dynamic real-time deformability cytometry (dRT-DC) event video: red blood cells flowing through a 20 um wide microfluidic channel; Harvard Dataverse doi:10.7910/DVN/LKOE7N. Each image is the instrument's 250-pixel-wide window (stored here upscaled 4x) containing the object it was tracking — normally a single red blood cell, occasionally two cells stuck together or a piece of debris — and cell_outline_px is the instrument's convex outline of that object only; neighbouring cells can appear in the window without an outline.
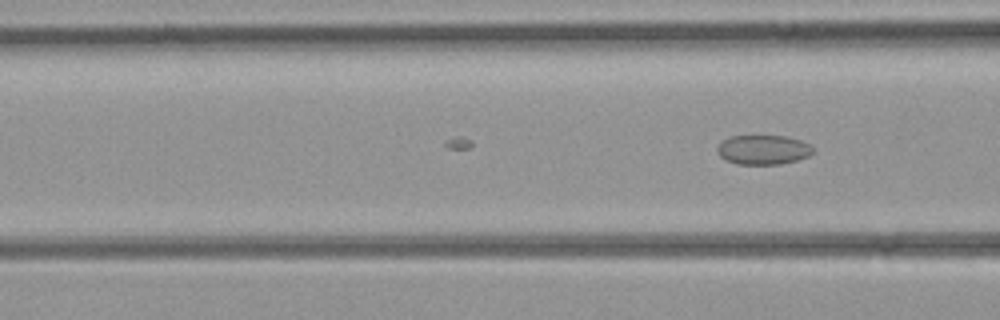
{"species": "common noctule bat (a hibernating species)", "species_latin": "Nyctalus noctula", "temperature_condition": "room temperature", "stored_images_in_passage": 13, "camera_frame_rate_fps": 3000, "um_per_image_px": 0.085, "animal": {"sex": "female", "body_mass_g": 21.9}, "frame": {"image": 1, "passage_image": 13, "time_ms": 4.0, "image_size_px": [1000, 320], "cell_outline_px": [[812, 152], [808, 156], [796, 160], [780, 164], [736, 164], [720, 156], [716, 152], [716, 148], [728, 136], [784, 136], [800, 140], [808, 144], [812, 148]], "centroid_in_image_um": [64.84, 12.73], "position_along_channel_um": 101.8, "area_um2": 16.24}}